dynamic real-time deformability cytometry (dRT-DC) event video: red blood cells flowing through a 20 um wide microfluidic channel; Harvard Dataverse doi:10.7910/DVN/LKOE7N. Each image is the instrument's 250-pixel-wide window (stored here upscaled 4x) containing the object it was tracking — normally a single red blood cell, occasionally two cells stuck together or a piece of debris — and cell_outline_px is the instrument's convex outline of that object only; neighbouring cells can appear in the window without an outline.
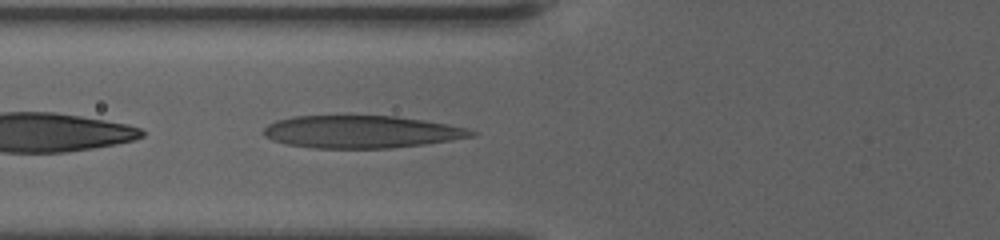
{"species": "human", "species_latin": "Homo sapiens", "temperature_condition": "warm", "stored_images_in_passage": 38, "camera_frame_rate_fps": 3000, "um_per_image_px": 0.085, "donor": {"sex": "female"}, "frame": {"image": 1, "passage_image": 3, "time_ms": 0.667, "image_size_px": [1000, 240], "cell_outline_px": [[480, 132], [476, 136], [452, 140], [424, 144], [392, 148], [316, 148], [284, 144], [272, 140], [264, 136], [264, 128], [268, 124], [276, 120], [292, 116], [348, 112], [396, 116], [424, 120], [448, 124], [468, 128]], "centroid_in_image_um": [30.69, 11.15], "position_along_channel_um": 95.1, "area_um2": 41.1}}
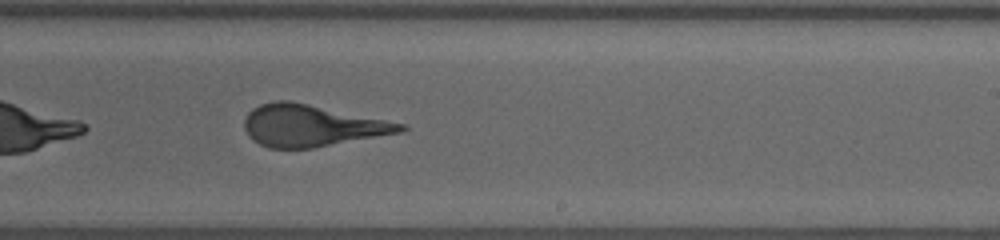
{"frame": {"image": 2, "passage_image": 17, "time_ms": 5.333, "image_size_px": [1000, 240], "cell_outline_px": [[408, 128], [400, 132], [312, 148], [268, 148], [252, 140], [248, 136], [244, 128], [244, 120], [248, 112], [252, 108], [260, 104], [276, 100], [288, 100], [404, 124]], "centroid_in_image_um": [26.4, 10.68], "position_along_channel_um": 262.6, "area_um2": 37.4}}
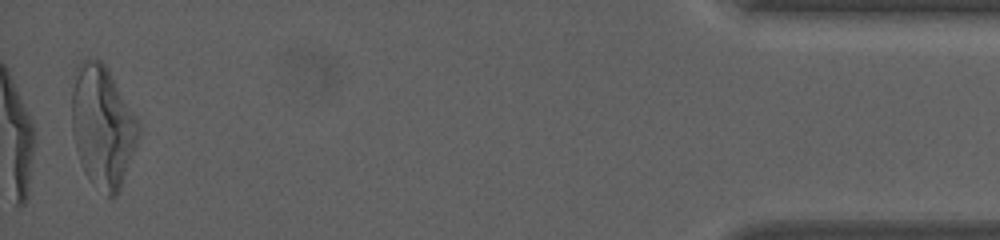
{"frame": {"image": 3, "passage_image": 37, "time_ms": 12.0, "image_size_px": [1000, 240], "cell_outline_px": [[140, 132], [136, 144], [120, 188], [116, 196], [108, 196], [92, 184], [88, 180], [84, 172], [76, 148], [72, 132], [72, 92], [76, 64], [80, 60], [88, 56], [96, 56], [108, 68], [136, 116], [140, 128]], "centroid_in_image_um": [8.69, 10.68], "position_along_channel_um": 426.5, "area_um2": 47.51}, "authors_computed_cell_mechanics": {"area_um2": 38.9861, "velocity_mm_per_s": 3.5852, "shape_relaxation_time_tau1_ms": 6.9246, "shape_relaxation_time_tau2_ms": 1.0201, "deformation_change_tau1": 0.2904, "deformation_change_tau2": 0.1297}}